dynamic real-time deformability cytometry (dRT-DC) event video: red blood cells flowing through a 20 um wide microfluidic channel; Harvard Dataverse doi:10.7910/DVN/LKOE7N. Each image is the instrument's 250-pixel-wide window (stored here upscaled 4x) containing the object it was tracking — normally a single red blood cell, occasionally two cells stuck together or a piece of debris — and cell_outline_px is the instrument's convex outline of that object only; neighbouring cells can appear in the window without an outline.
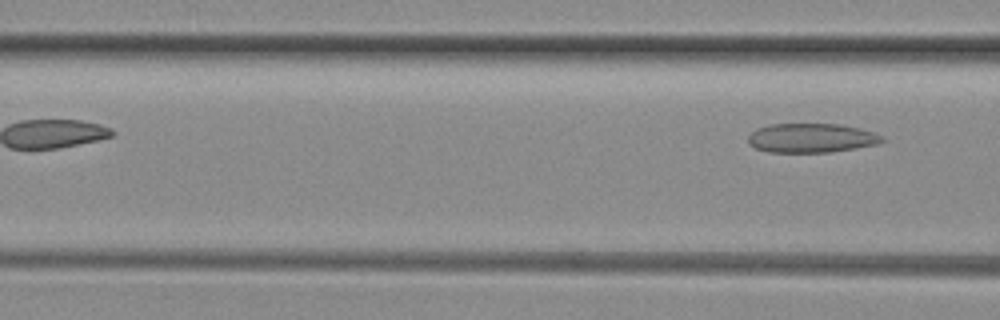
{"species": "common noctule bat (a hibernating species)", "species_latin": "Nyctalus noctula", "temperature_condition": "room temperature", "stored_images_in_passage": 5, "camera_frame_rate_fps": 3000, "um_per_image_px": 0.085, "animal": {"sex": "female", "body_mass_g": 29.2, "forearm_length_mm": 56.3}, "frame": {"image": 1, "passage_image": 5, "time_ms": 1.333, "image_size_px": [1000, 320], "cell_outline_px": [[884, 140], [876, 144], [828, 152], [768, 152], [756, 148], [748, 144], [748, 136], [756, 128], [768, 124], [840, 124], [860, 128], [884, 136]], "centroid_in_image_um": [68.92, 11.72], "position_along_channel_um": 97.7, "area_um2": 22.72}}